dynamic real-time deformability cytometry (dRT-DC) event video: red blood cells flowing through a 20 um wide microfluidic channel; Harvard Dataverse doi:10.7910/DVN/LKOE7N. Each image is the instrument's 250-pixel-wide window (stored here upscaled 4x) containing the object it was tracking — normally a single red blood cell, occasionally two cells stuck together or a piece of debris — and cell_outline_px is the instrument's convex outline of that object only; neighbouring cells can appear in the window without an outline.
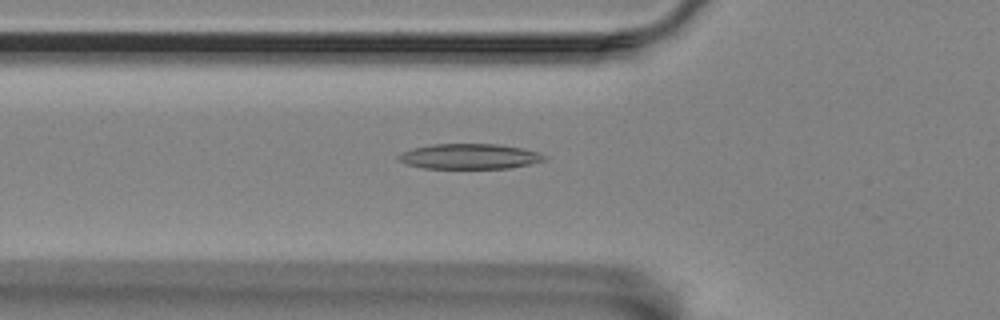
{"species": "Egyptian fruit bat (a non-hibernating species)", "species_latin": "Rousettus aegyptiacus", "temperature_condition": "room temperature", "stored_images_in_passage": 58, "camera_frame_rate_fps": 3000, "um_per_image_px": 0.085, "animal": {"sex": "female"}, "frame": {"image": 1, "passage_image": 20, "time_ms": 6.333, "image_size_px": [1000, 320], "cell_outline_px": [[548, 156], [544, 160], [528, 164], [508, 168], [424, 168], [408, 164], [400, 160], [396, 156], [400, 152], [432, 144], [500, 144], [524, 148]], "centroid_in_image_um": [39.92, 13.28], "position_along_channel_um": 85.9, "area_um2": 21.27}}
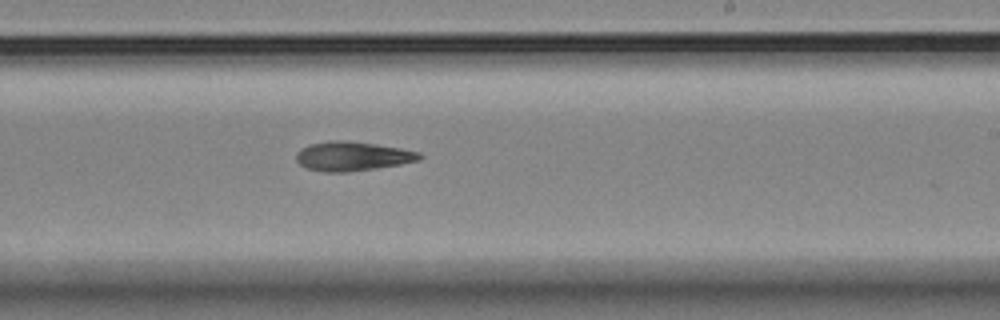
{"frame": {"image": 2, "passage_image": 35, "time_ms": 11.333, "image_size_px": [1000, 320], "cell_outline_px": [[424, 156], [420, 160], [400, 164], [376, 168], [348, 172], [324, 172], [304, 168], [296, 160], [296, 152], [300, 148], [308, 144], [328, 140], [336, 140], [376, 144], [400, 148], [420, 152]], "centroid_in_image_um": [29.92, 13.28], "position_along_channel_um": 259.1, "area_um2": 21.15}}
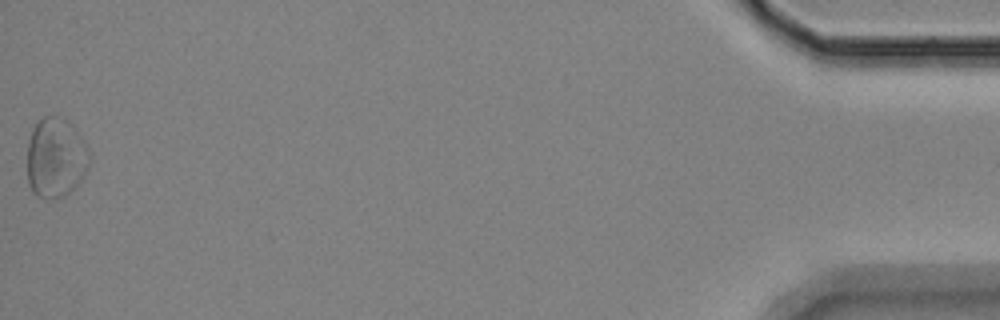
{"frame": {"image": 3, "passage_image": 58, "time_ms": 19.0, "image_size_px": [1000, 320], "cell_outline_px": [[88, 168], [80, 180], [64, 196], [52, 200], [48, 200], [36, 196], [32, 192], [28, 180], [28, 140], [32, 128], [44, 116], [56, 116], [68, 120], [80, 136], [88, 152]], "centroid_in_image_um": [4.7, 13.42], "position_along_channel_um": 430.5, "area_um2": 28.73}, "authors_computed_cell_mechanics": {"area_um2": 21.9351, "velocity_mm_per_s": 3.4432, "shape_relaxation_time_tau1_ms": 5.8084, "shape_relaxation_time_tau2_ms": null, "deformation_change_tau1": 0.1281, "deformation_change_tau2": null}}